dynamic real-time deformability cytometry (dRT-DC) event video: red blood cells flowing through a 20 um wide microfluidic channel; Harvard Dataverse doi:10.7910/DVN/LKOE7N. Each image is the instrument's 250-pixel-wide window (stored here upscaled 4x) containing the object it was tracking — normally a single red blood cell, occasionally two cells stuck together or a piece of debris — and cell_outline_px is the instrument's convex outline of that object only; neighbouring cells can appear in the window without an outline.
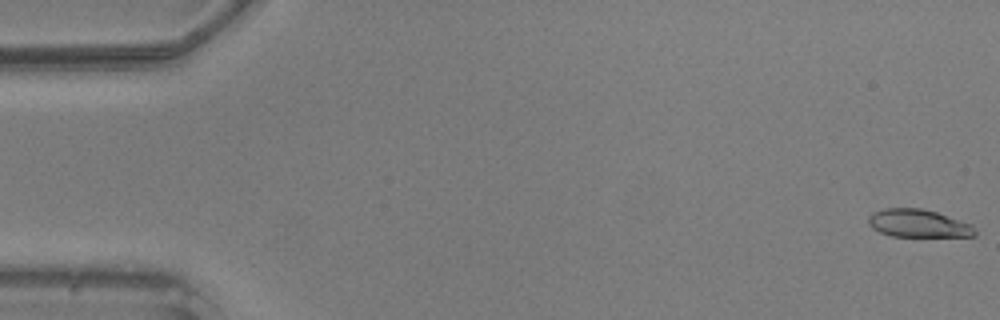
{"species": "common noctule bat (a hibernating species)", "species_latin": "Nyctalus noctula", "temperature_condition": "warm", "stored_images_in_passage": 50, "segment_of_instrument_passage": [1, 2], "camera_frame_rate_fps": 3000, "um_per_image_px": 0.085, "animal": {"sex": "male", "body_mass_g": 20.5, "forearm_length_mm": 52.5}, "frame": {"image": 1, "passage_image": 1, "time_ms": 0.0, "image_size_px": [1000, 320], "cell_outline_px": [[972, 236], [900, 236], [884, 232], [876, 228], [880, 212], [900, 208], [908, 208], [932, 212], [948, 220]], "centroid_in_image_um": [77.93, 19.03], "position_along_channel_um": 7.1, "area_um2": 13.47}}
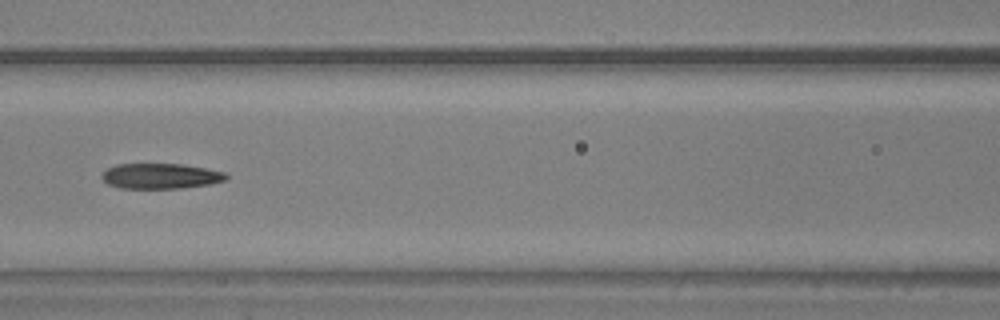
{"frame": {"image": 2, "passage_image": 22, "time_ms": 7.0, "image_size_px": [1000, 320], "cell_outline_px": [[224, 176], [220, 180], [200, 184], [164, 188], [132, 188], [116, 184], [108, 180], [104, 176], [112, 168], [128, 164], [172, 164], [196, 168], [216, 172]], "centroid_in_image_um": [13.58, 14.95], "position_along_channel_um": 153.0, "area_um2": 15.78}}
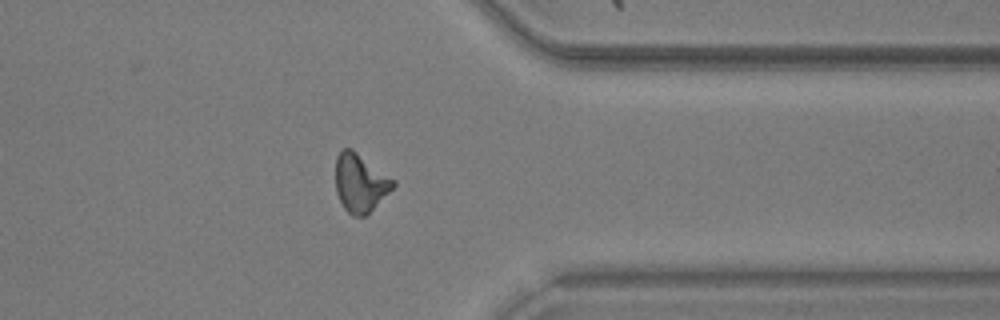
{"frame": {"image": 3, "passage_image": 39, "time_ms": 12.667, "image_size_px": [1000, 320], "cell_outline_px": [[392, 188], [368, 212], [352, 212], [344, 204], [336, 188], [336, 160], [340, 152], [344, 148], [348, 148], [392, 180]], "centroid_in_image_um": [30.57, 15.49], "position_along_channel_um": 380.8, "area_um2": 17.28}}